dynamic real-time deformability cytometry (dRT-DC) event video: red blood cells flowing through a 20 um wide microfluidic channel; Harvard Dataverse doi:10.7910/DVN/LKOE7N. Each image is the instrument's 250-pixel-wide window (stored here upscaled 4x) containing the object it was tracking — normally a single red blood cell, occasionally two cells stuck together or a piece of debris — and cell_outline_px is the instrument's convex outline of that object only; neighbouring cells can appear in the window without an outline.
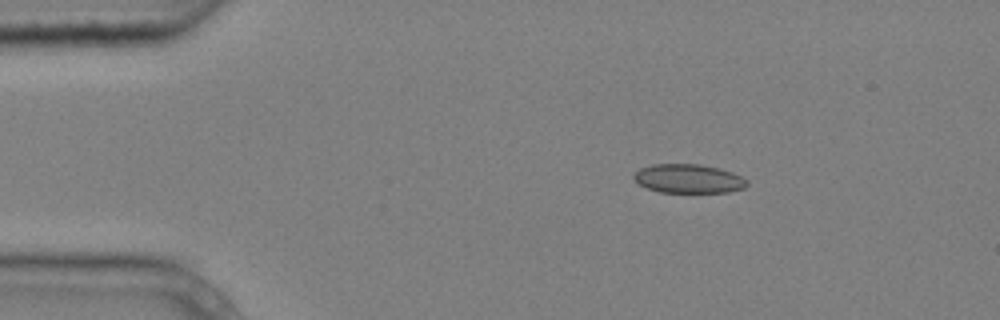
{"species": "common noctule bat (a hibernating species)", "species_latin": "Nyctalus noctula", "temperature_condition": "cold", "stored_images_in_passage": 3, "camera_frame_rate_fps": 3000, "um_per_image_px": 0.085, "animal": {"sex": "male", "body_mass_g": 20.4}, "frame": {"image": 1, "passage_image": 2, "time_ms": 0.333, "image_size_px": [1000, 320], "cell_outline_px": [[748, 184], [744, 188], [728, 192], [660, 192], [648, 188], [640, 184], [632, 176], [640, 168], [652, 164], [700, 164], [720, 168], [732, 172], [748, 180]], "centroid_in_image_um": [58.54, 15.18], "position_along_channel_um": 26.5, "area_um2": 19.02}}